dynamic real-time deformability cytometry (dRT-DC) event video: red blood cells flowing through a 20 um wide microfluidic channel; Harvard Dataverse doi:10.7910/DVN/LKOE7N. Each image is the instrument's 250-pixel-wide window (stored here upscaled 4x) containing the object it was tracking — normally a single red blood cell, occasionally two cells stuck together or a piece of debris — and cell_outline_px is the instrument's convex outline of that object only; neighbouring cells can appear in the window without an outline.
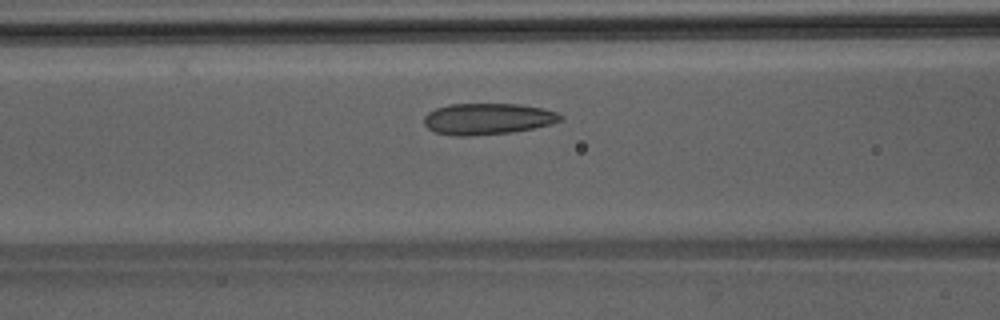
{"species": "Egyptian fruit bat (a non-hibernating species)", "species_latin": "Rousettus aegyptiacus", "temperature_condition": "room temperature", "stored_images_in_passage": 41, "camera_frame_rate_fps": 3000, "um_per_image_px": 0.085, "animal": {"sex": "male"}, "frame": {"image": 1, "passage_image": 12, "time_ms": 3.667, "image_size_px": [1000, 320], "cell_outline_px": [[564, 120], [552, 124], [512, 132], [472, 136], [456, 136], [436, 132], [428, 128], [424, 124], [424, 116], [428, 112], [436, 108], [448, 104], [520, 104], [544, 108], [556, 112], [564, 116]], "centroid_in_image_um": [41.48, 10.1], "position_along_channel_um": 125.1, "area_um2": 25.09}}
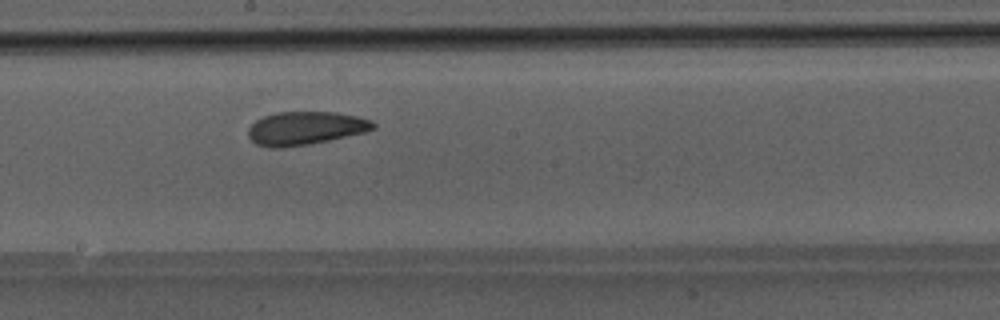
{"frame": {"image": 2, "passage_image": 19, "time_ms": 6.0, "image_size_px": [1000, 320], "cell_outline_px": [[376, 128], [364, 132], [328, 140], [308, 144], [280, 148], [268, 148], [256, 144], [248, 136], [248, 128], [256, 120], [264, 116], [276, 112], [336, 112], [356, 116], [372, 120], [376, 124]], "centroid_in_image_um": [25.94, 10.89], "position_along_channel_um": 222.3, "area_um2": 24.22}}
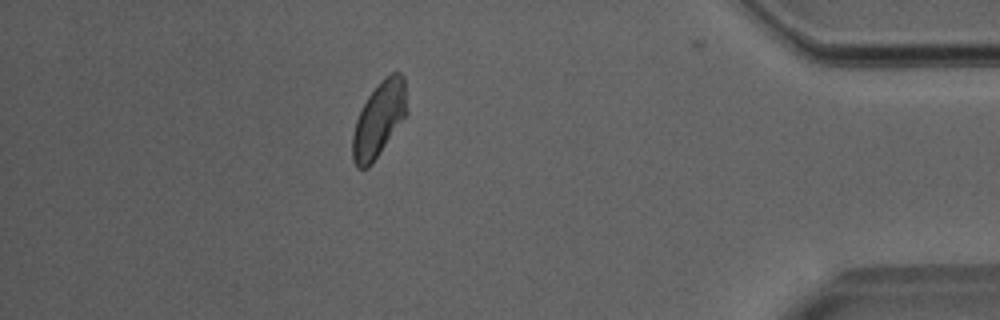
{"frame": {"image": 3, "passage_image": 35, "time_ms": 11.333, "image_size_px": [1000, 320], "cell_outline_px": [[408, 112], [372, 164], [368, 168], [356, 168], [352, 160], [352, 136], [356, 120], [368, 96], [380, 80], [384, 76], [392, 72], [400, 72], [404, 76]], "centroid_in_image_um": [32.21, 10.13], "position_along_channel_um": 403.0, "area_um2": 23.76}}